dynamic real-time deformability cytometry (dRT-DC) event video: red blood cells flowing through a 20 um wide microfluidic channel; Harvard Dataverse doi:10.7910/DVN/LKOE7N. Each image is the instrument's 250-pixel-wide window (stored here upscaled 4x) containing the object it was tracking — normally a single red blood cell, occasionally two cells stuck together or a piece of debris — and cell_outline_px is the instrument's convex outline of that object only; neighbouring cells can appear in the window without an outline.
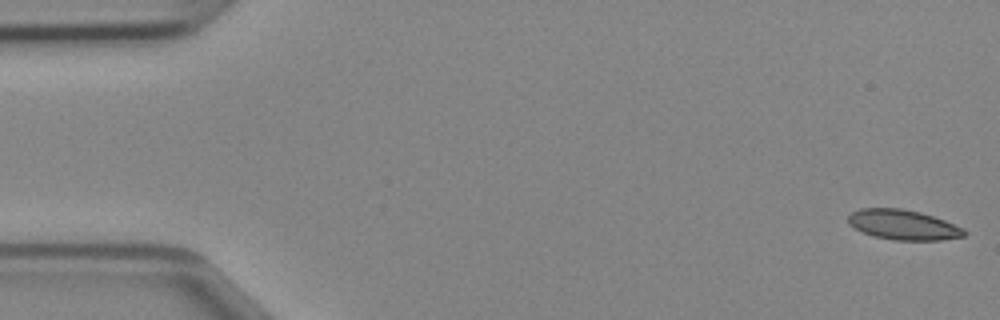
{"species": "Egyptian fruit bat (a non-hibernating species)", "species_latin": "Rousettus aegyptiacus", "temperature_condition": "cold", "stored_images_in_passage": 48, "segment_of_instrument_passage": [1, 2], "camera_frame_rate_fps": 3000, "um_per_image_px": 0.085, "animal": {"sex": "female"}, "frame": {"image": 1, "passage_image": 1, "time_ms": 0.0, "image_size_px": [1000, 320], "cell_outline_px": [[968, 232], [964, 236], [940, 240], [892, 240], [872, 236], [848, 224], [848, 216], [852, 212], [860, 208], [900, 208], [920, 212], [944, 220], [964, 228]], "centroid_in_image_um": [76.77, 19.11], "position_along_channel_um": 8.2, "area_um2": 20.29}}
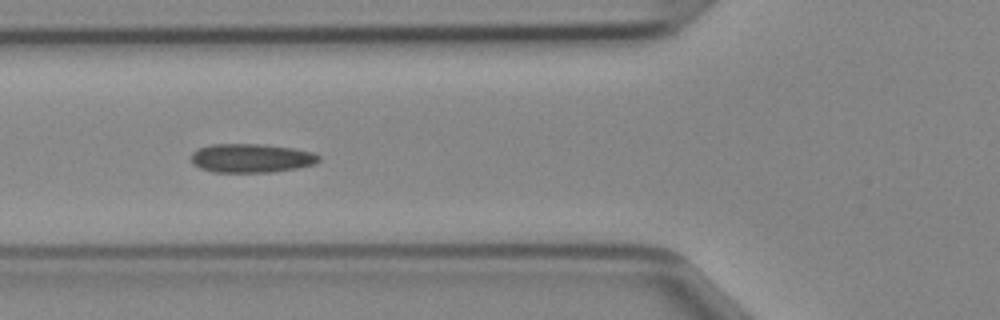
{"frame": {"image": 2, "passage_image": 17, "time_ms": 5.333, "image_size_px": [1000, 320], "cell_outline_px": [[320, 160], [316, 164], [296, 168], [272, 172], [212, 172], [200, 168], [192, 164], [192, 152], [196, 148], [212, 144], [264, 144], [292, 148], [312, 152], [320, 156]], "centroid_in_image_um": [21.34, 13.44], "position_along_channel_um": 104.5, "area_um2": 21.62}}
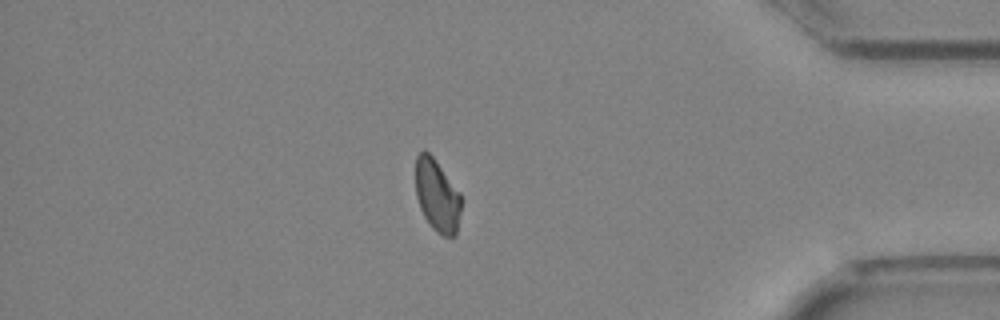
{"frame": {"image": 3, "passage_image": 40, "time_ms": 13.0, "image_size_px": [1000, 320], "cell_outline_px": [[460, 212], [456, 236], [444, 236], [436, 232], [432, 228], [424, 216], [420, 208], [416, 196], [416, 156], [424, 148], [432, 156], [460, 192]], "centroid_in_image_um": [37.14, 16.63], "position_along_channel_um": 398.1, "area_um2": 19.13}}